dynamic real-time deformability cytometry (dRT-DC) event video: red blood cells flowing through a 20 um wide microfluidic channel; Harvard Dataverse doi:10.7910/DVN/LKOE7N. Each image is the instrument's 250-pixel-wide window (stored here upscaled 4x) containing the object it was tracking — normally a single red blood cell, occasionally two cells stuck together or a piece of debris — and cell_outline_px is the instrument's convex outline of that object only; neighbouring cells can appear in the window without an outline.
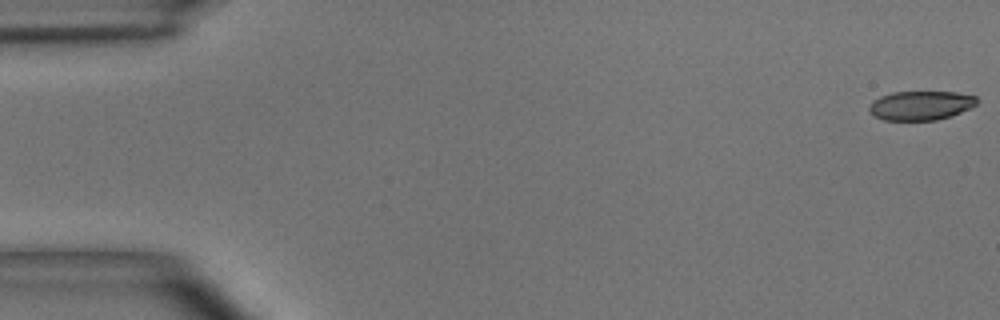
{"species": "common noctule bat (a hibernating species)", "species_latin": "Nyctalus noctula", "temperature_condition": "room temperature", "stored_images_in_passage": 51, "camera_frame_rate_fps": 3000, "um_per_image_px": 0.085, "animal": {"sex": "male", "body_mass_g": 15.6}, "frame": {"image": 1, "passage_image": 1, "time_ms": 0.0, "image_size_px": [1000, 320], "cell_outline_px": [[980, 100], [976, 104], [960, 112], [936, 120], [884, 120], [876, 116], [868, 108], [872, 100], [880, 96], [892, 92], [956, 92], [976, 96]], "centroid_in_image_um": [78.26, 8.95], "position_along_channel_um": 6.7, "area_um2": 18.15}}
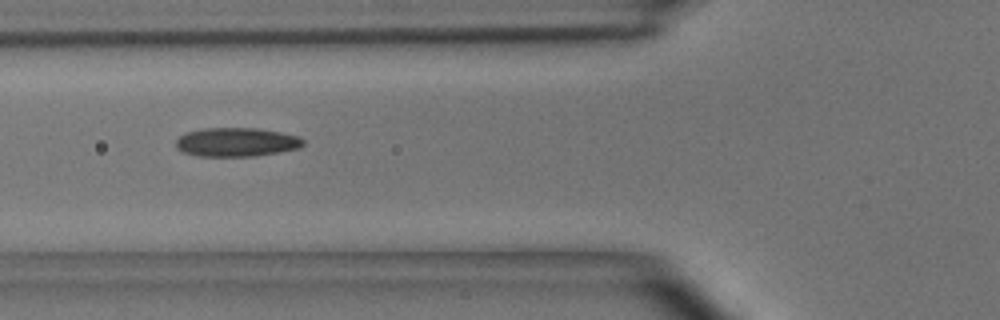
{"frame": {"image": 2, "passage_image": 19, "time_ms": 6.0, "image_size_px": [1000, 320], "cell_outline_px": [[304, 144], [300, 148], [252, 156], [200, 156], [184, 152], [176, 148], [176, 140], [184, 132], [204, 128], [256, 128], [280, 132], [300, 136], [304, 140]], "centroid_in_image_um": [20.09, 12.07], "position_along_channel_um": 105.7, "area_um2": 21.39}}
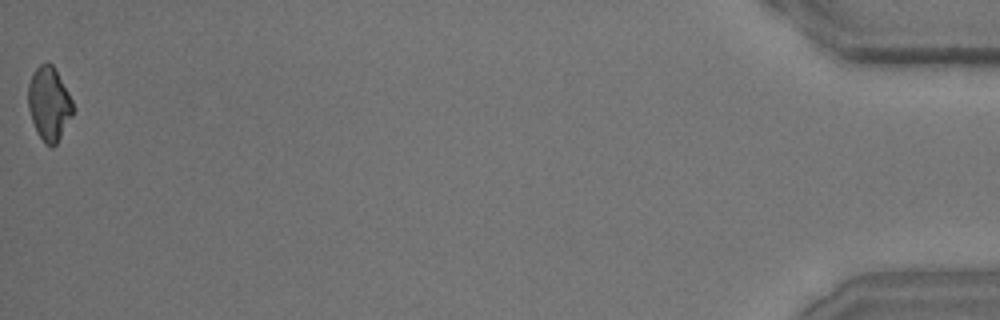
{"frame": {"image": 3, "passage_image": 51, "time_ms": 16.667, "image_size_px": [1000, 320], "cell_outline_px": [[76, 108], [72, 116], [56, 144], [52, 148], [44, 144], [36, 132], [28, 108], [28, 84], [36, 68], [40, 64], [52, 64], [56, 68]], "centroid_in_image_um": [4.18, 8.84], "position_along_channel_um": 431.0, "area_um2": 19.36}, "authors_computed_cell_mechanics": {"area_um2": 20.23, "velocity_mm_per_s": 3.9367, "shape_relaxation_time_tau1_ms": 5.994, "shape_relaxation_time_tau2_ms": 2.8663, "deformation_change_tau1": 0.1529, "deformation_change_tau2": 0.0948}}